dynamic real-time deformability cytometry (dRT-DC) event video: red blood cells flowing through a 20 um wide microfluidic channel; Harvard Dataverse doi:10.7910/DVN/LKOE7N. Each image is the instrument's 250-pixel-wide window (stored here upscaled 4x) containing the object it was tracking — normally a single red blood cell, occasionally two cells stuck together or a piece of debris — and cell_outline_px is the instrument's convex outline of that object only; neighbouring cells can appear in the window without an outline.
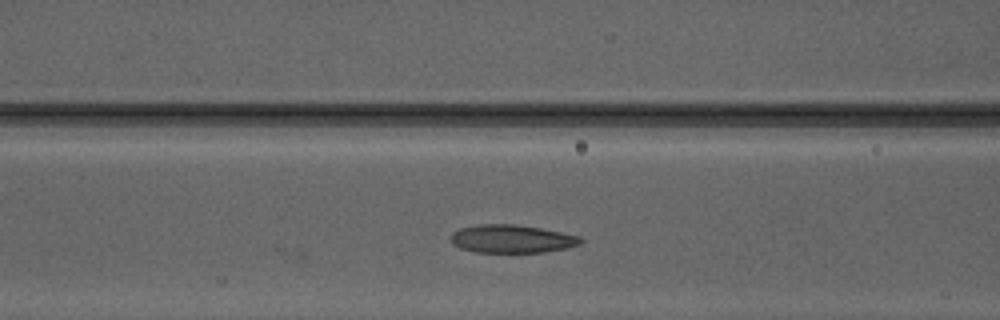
{"species": "Egyptian fruit bat (a non-hibernating species)", "species_latin": "Rousettus aegyptiacus", "temperature_condition": "warm", "stored_images_in_passage": 11, "camera_frame_rate_fps": 3000, "um_per_image_px": 0.085, "animal": {"sex": "male"}, "frame": {"image": 1, "passage_image": 11, "time_ms": 3.333, "image_size_px": [1000, 320], "cell_outline_px": [[584, 240], [580, 244], [568, 248], [544, 252], [476, 252], [460, 248], [452, 244], [452, 232], [460, 228], [480, 224], [516, 224], [540, 228], [580, 236]], "centroid_in_image_um": [43.52, 20.3], "position_along_channel_um": 123.1, "area_um2": 21.27}}